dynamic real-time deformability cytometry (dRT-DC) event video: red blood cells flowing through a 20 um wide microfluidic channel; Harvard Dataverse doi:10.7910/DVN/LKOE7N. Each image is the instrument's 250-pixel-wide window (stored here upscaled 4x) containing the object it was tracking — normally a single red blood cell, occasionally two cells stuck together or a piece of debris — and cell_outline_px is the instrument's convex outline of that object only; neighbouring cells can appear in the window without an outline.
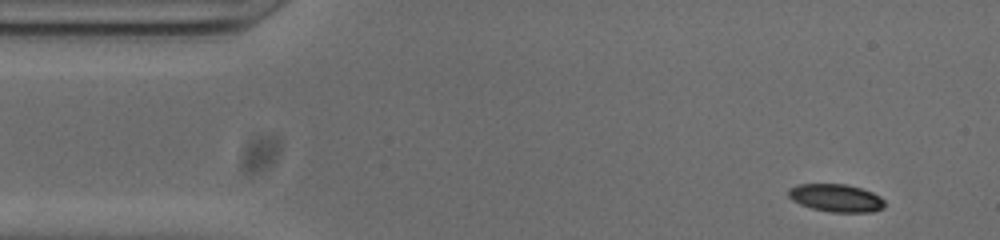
{"species": "common noctule bat (a hibernating species)", "species_latin": "Nyctalus noctula", "temperature_condition": "cold", "stored_images_in_passage": 51, "segment_of_instrument_passage": [1, 2], "camera_frame_rate_fps": 3000, "um_per_image_px": 0.085, "animal": {"sex": "male", "body_mass_g": 20.0, "forearm_length_mm": 53.3}, "frame": {"image": 1, "passage_image": 2, "time_ms": 0.333, "image_size_px": [1000, 240], "cell_outline_px": [[884, 208], [872, 212], [832, 212], [812, 208], [800, 204], [792, 200], [788, 196], [788, 188], [796, 184], [844, 184], [860, 188], [872, 192], [880, 196], [884, 200]], "centroid_in_image_um": [71.05, 16.82], "position_along_channel_um": 13.9, "area_um2": 15.61}}
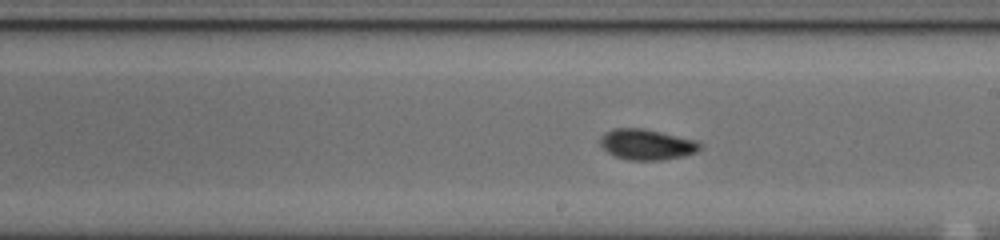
{"frame": {"image": 2, "passage_image": 26, "time_ms": 8.333, "image_size_px": [1000, 240], "cell_outline_px": [[704, 148], [696, 152], [684, 156], [660, 160], [628, 160], [616, 156], [608, 152], [600, 144], [600, 136], [604, 132], [612, 128], [644, 128], [696, 140], [704, 144]], "centroid_in_image_um": [55.0, 12.27], "position_along_channel_um": 234.0, "area_um2": 18.03}}
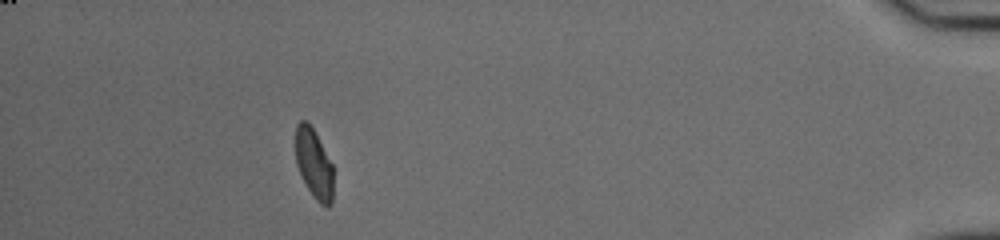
{"frame": {"image": 3, "passage_image": 45, "time_ms": 14.667, "image_size_px": [1000, 240], "cell_outline_px": [[332, 204], [328, 208], [320, 204], [316, 200], [308, 188], [296, 164], [296, 124], [300, 120], [304, 120], [312, 128], [332, 164]], "centroid_in_image_um": [26.68, 13.95], "position_along_channel_um": 408.5, "area_um2": 14.91}}